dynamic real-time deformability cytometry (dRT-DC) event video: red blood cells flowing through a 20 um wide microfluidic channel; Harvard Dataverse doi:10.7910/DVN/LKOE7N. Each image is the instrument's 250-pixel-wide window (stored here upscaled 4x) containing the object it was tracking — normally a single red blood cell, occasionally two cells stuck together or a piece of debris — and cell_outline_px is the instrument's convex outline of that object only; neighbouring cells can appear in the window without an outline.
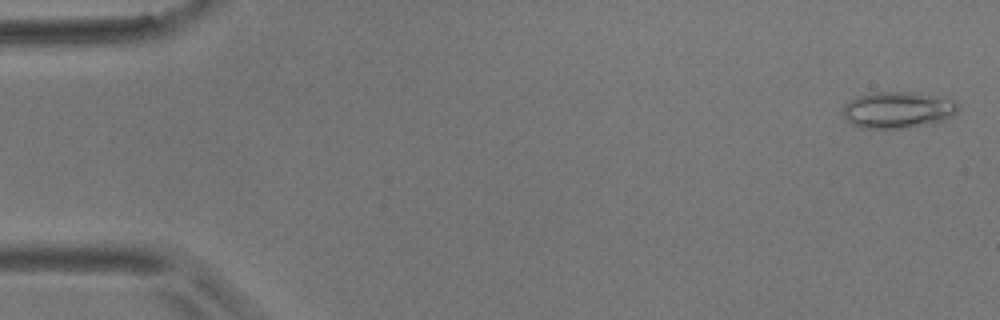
{"species": "common noctule bat (a hibernating species)", "species_latin": "Nyctalus noctula", "temperature_condition": "room temperature", "stored_images_in_passage": 57, "camera_frame_rate_fps": 3000, "um_per_image_px": 0.085, "animal": {"sex": "male", "body_mass_g": 17.9}, "frame": {"image": 1, "passage_image": 2, "time_ms": 0.333, "image_size_px": [1000, 320], "cell_outline_px": [[960, 108], [952, 116], [940, 120], [908, 128], [864, 128], [852, 124], [844, 116], [844, 104], [856, 96], [872, 92], [912, 92], [956, 100]], "centroid_in_image_um": [76.31, 9.33], "position_along_channel_um": 8.7, "area_um2": 24.28}}
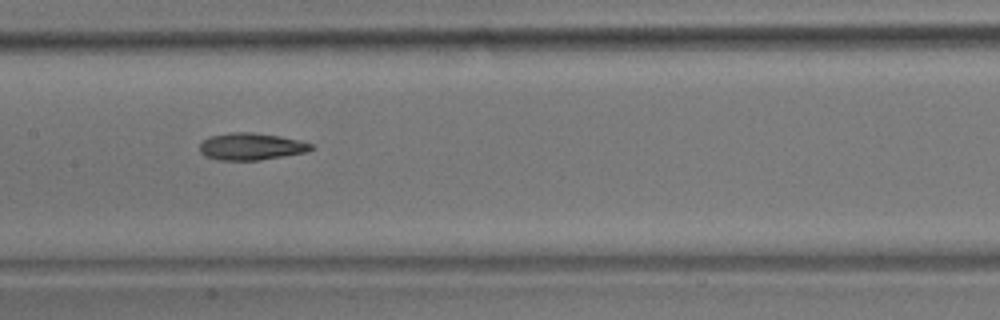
{"frame": {"image": 2, "passage_image": 28, "time_ms": 9.0, "image_size_px": [1000, 320], "cell_outline_px": [[316, 148], [308, 152], [260, 160], [220, 160], [204, 156], [200, 152], [200, 144], [208, 136], [228, 132], [252, 132], [280, 136], [300, 140], [312, 144]], "centroid_in_image_um": [21.37, 12.45], "position_along_channel_um": 186.0, "area_um2": 17.8}}
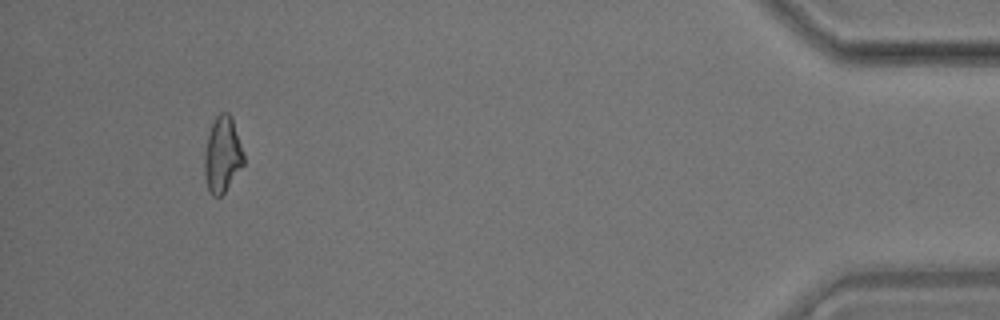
{"frame": {"image": 3, "passage_image": 53, "time_ms": 17.333, "image_size_px": [1000, 320], "cell_outline_px": [[244, 164], [224, 192], [220, 196], [212, 196], [208, 192], [204, 176], [204, 152], [208, 136], [212, 124], [216, 116], [220, 112], [228, 112], [232, 116], [244, 152]], "centroid_in_image_um": [18.9, 13.14], "position_along_channel_um": 416.3, "area_um2": 17.51}, "authors_computed_cell_mechanics": {"area_um2": 17.8024, "velocity_mm_per_s": 3.5729, "shape_relaxation_time_tau1_ms": null, "shape_relaxation_time_tau2_ms": 5.1722, "deformation_change_tau1": null, "deformation_change_tau2": 0.1445}}